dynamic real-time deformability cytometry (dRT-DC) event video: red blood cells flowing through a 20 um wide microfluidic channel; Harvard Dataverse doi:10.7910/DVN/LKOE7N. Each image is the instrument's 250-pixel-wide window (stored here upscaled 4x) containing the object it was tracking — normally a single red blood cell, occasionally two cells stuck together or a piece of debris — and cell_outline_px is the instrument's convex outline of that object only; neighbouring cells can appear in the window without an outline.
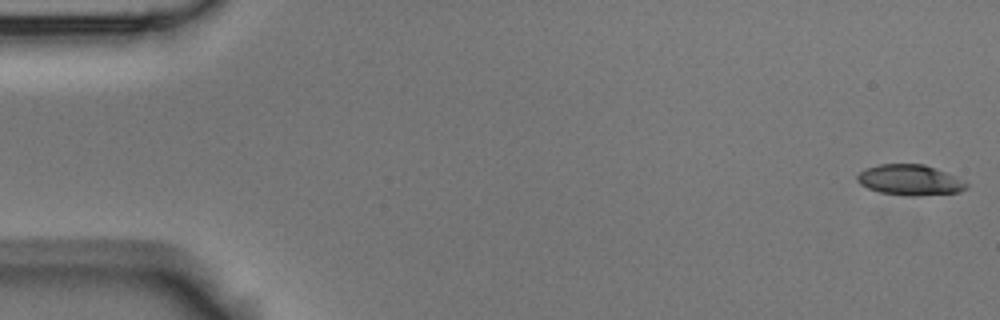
{"species": "Egyptian fruit bat (a non-hibernating species)", "species_latin": "Rousettus aegyptiacus", "temperature_condition": "room temperature", "stored_images_in_passage": 5, "camera_frame_rate_fps": 3000, "um_per_image_px": 0.085, "animal": {"sex": "male"}, "frame": {"image": 1, "passage_image": 1, "time_ms": 0.0, "image_size_px": [1000, 320], "cell_outline_px": [[968, 184], [960, 192], [920, 196], [908, 196], [880, 192], [868, 188], [860, 184], [856, 180], [856, 176], [864, 168], [880, 164], [924, 164], [936, 168]], "centroid_in_image_um": [77.28, 15.3], "position_along_channel_um": 7.7, "area_um2": 19.31}}
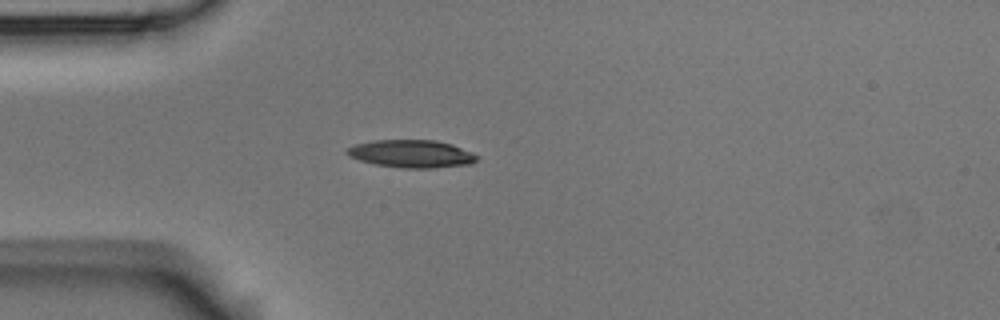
{"frame": {"image": 2, "passage_image": 5, "time_ms": 1.333, "image_size_px": [1000, 320], "cell_outline_px": [[480, 156], [472, 164], [432, 168], [400, 168], [376, 164], [360, 160], [348, 156], [344, 152], [348, 148], [356, 144], [376, 140], [436, 140], [452, 144], [472, 152]], "centroid_in_image_um": [35.0, 13.07], "position_along_channel_um": 50.0, "area_um2": 21.04}}